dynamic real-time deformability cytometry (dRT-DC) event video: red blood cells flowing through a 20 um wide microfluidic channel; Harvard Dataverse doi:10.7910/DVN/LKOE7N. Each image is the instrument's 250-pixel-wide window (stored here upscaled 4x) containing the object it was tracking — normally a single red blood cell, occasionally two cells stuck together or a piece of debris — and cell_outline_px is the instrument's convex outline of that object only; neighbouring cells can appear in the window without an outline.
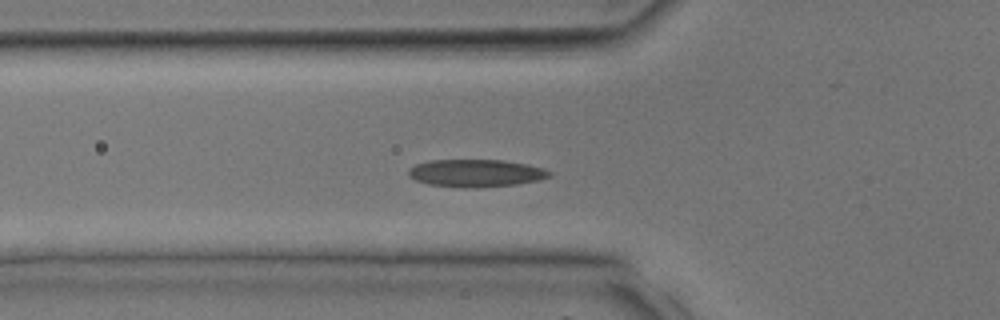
{"species": "common noctule bat (a hibernating species)", "species_latin": "Nyctalus noctula", "temperature_condition": "room temperature", "stored_images_in_passage": 27, "segment_of_instrument_passage": [1, 2], "camera_frame_rate_fps": 3000, "um_per_image_px": 0.085, "animal": {"sex": "male", "body_mass_g": 17.9, "forearm_length_mm": 54.2}, "frame": {"image": 1, "passage_image": 4, "time_ms": 1.0, "image_size_px": [1000, 320], "cell_outline_px": [[552, 176], [540, 180], [516, 184], [464, 188], [428, 184], [416, 180], [408, 176], [408, 168], [416, 164], [432, 160], [504, 160], [528, 164], [544, 168], [552, 172]], "centroid_in_image_um": [40.47, 14.71], "position_along_channel_um": 85.3, "area_um2": 22.66}}
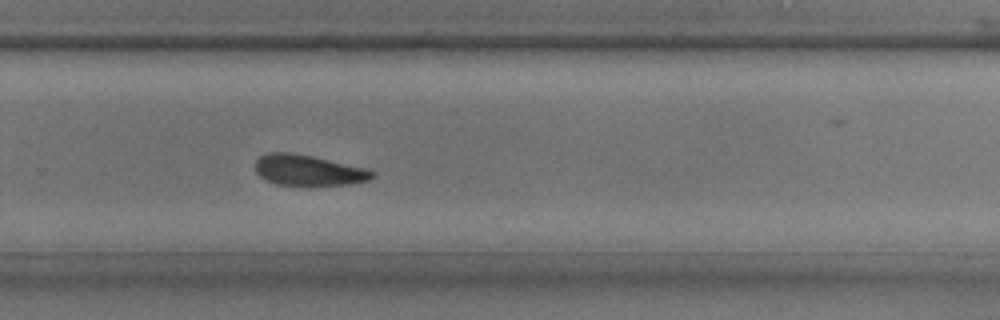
{"frame": {"image": 2, "passage_image": 15, "time_ms": 4.667, "image_size_px": [1000, 320], "cell_outline_px": [[376, 176], [368, 180], [348, 184], [308, 188], [276, 184], [264, 180], [256, 172], [256, 160], [260, 156], [268, 152], [292, 152], [312, 156], [368, 168], [376, 172]], "centroid_in_image_um": [26.23, 14.51], "position_along_channel_um": 303.6, "area_um2": 21.85}}
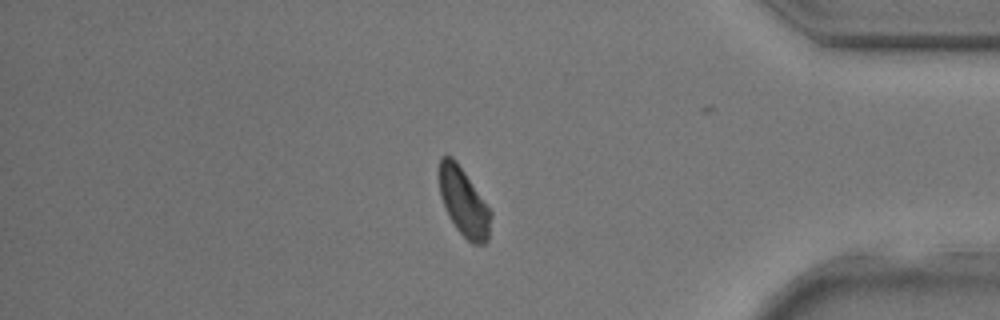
{"frame": {"image": 3, "passage_image": 21, "time_ms": 6.667, "image_size_px": [1000, 320], "cell_outline_px": [[492, 216], [488, 240], [484, 244], [472, 244], [456, 228], [448, 216], [440, 196], [440, 156], [452, 156], [456, 160], [492, 212]], "centroid_in_image_um": [39.43, 17.21], "position_along_channel_um": 395.8, "area_um2": 20.29}}